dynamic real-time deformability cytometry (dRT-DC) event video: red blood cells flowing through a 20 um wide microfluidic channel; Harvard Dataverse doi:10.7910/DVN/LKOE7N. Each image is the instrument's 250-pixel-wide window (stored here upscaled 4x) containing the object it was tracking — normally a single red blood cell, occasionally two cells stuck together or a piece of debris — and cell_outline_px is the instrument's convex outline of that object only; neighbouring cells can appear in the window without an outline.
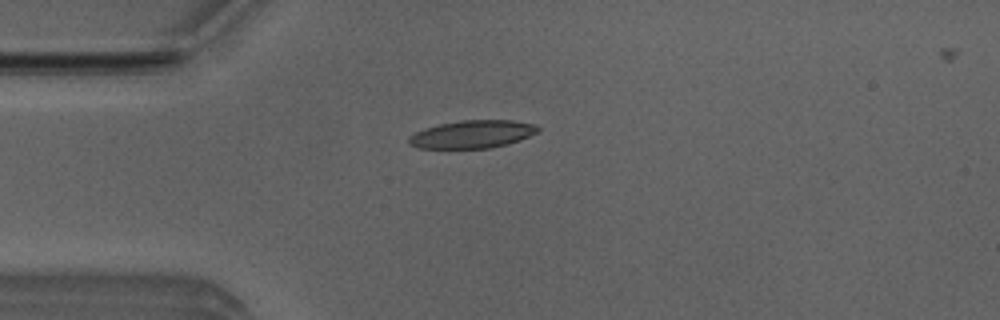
{"species": "Egyptian fruit bat (a non-hibernating species)", "species_latin": "Rousettus aegyptiacus", "temperature_condition": "room temperature", "stored_images_in_passage": 4, "camera_frame_rate_fps": 3000, "um_per_image_px": 0.085, "animal": {"sex": "male"}, "frame": {"image": 1, "passage_image": 4, "time_ms": 1.0, "image_size_px": [1000, 320], "cell_outline_px": [[540, 128], [536, 132], [520, 140], [492, 148], [416, 148], [408, 144], [408, 136], [424, 128], [440, 124], [460, 120], [512, 120], [536, 124]], "centroid_in_image_um": [40.12, 11.41], "position_along_channel_um": 44.9, "area_um2": 20.98}}